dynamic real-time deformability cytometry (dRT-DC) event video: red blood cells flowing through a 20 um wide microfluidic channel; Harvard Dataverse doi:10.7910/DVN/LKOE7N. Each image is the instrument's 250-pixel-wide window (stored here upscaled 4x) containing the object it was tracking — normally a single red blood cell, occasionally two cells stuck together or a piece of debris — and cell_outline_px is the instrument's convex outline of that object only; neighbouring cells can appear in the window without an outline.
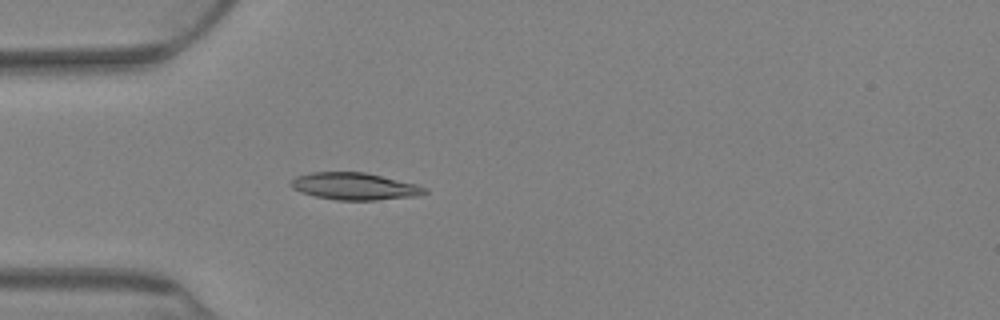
{"species": "Egyptian fruit bat (a non-hibernating species)", "species_latin": "Rousettus aegyptiacus", "temperature_condition": "warm", "stored_images_in_passage": 77, "camera_frame_rate_fps": 3000, "um_per_image_px": 0.085, "animal": {"sex": "female"}, "frame": {"image": 1, "passage_image": 23, "time_ms": 7.333, "image_size_px": [1000, 320], "cell_outline_px": [[428, 192], [416, 196], [376, 200], [336, 200], [316, 196], [300, 192], [292, 188], [288, 184], [296, 176], [312, 172], [364, 172], [416, 184], [428, 188]], "centroid_in_image_um": [30.12, 15.83], "position_along_channel_um": 54.9, "area_um2": 21.1}}
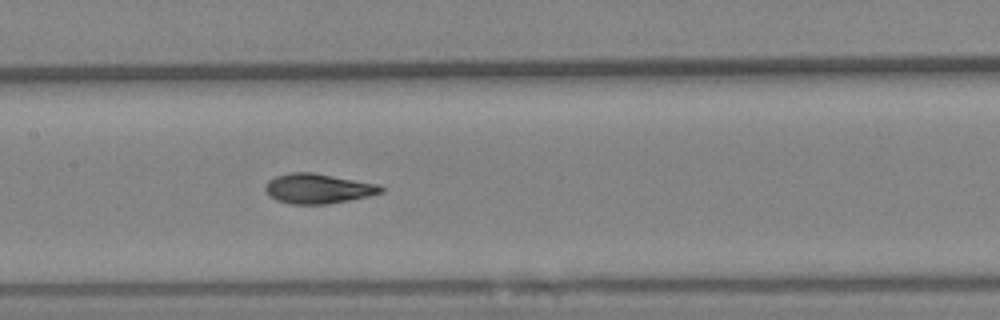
{"frame": {"image": 2, "passage_image": 38, "time_ms": 12.333, "image_size_px": [1000, 320], "cell_outline_px": [[384, 192], [368, 196], [328, 204], [292, 204], [276, 200], [268, 196], [264, 188], [268, 180], [276, 176], [288, 172], [312, 172], [376, 184], [384, 188]], "centroid_in_image_um": [26.98, 16.03], "position_along_channel_um": 180.4, "area_um2": 20.06}}
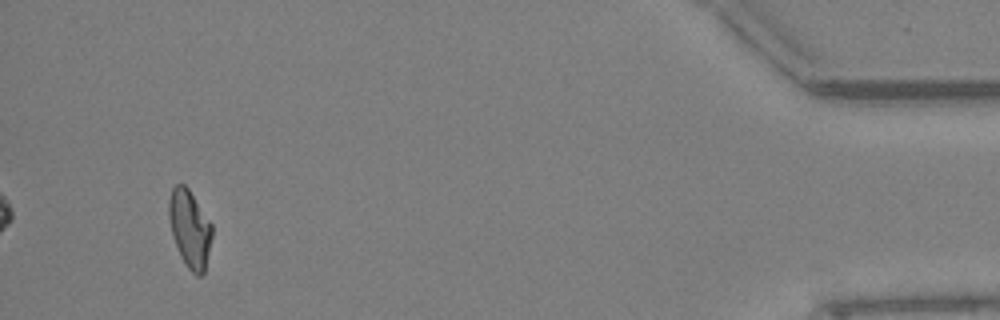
{"frame": {"image": 3, "passage_image": 73, "time_ms": 24.0, "image_size_px": [1000, 320], "cell_outline_px": [[212, 236], [204, 272], [200, 276], [196, 276], [188, 268], [180, 256], [172, 236], [168, 216], [168, 200], [172, 188], [176, 184], [184, 184], [188, 188], [212, 224]], "centroid_in_image_um": [16.11, 19.43], "position_along_channel_um": 419.1, "area_um2": 19.48}, "authors_computed_cell_mechanics": {"area_um2": 19.9988, "velocity_mm_per_s": 2.661, "shape_relaxation_time_tau1_ms": 8.9862, "shape_relaxation_time_tau2_ms": 2.4091, "deformation_change_tau1": 0.2073, "deformation_change_tau2": 0.0681}}